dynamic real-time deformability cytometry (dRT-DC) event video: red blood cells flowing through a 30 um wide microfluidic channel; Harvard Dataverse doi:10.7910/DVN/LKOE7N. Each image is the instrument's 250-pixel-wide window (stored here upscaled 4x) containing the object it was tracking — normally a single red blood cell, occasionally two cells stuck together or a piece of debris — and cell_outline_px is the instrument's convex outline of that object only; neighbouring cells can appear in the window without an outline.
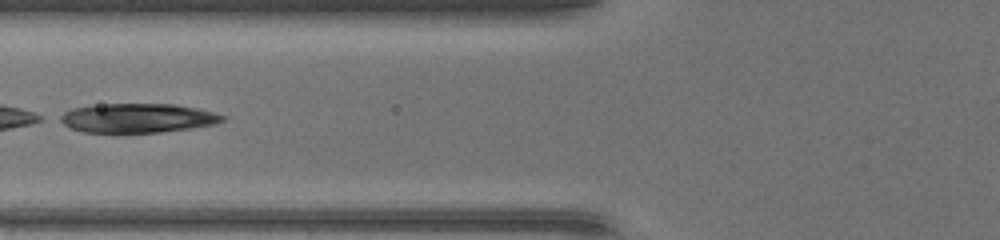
{"species": "common noctule bat (a hibernating species)", "species_latin": "Nyctalus noctula", "temperature_condition": "warm", "stored_images_in_passage": 37, "camera_frame_rate_fps": 3000, "um_per_image_px": 0.085, "animal": {"sex": "female", "body_mass_g": 17.0, "forearm_length_mm": 48.0}, "frame": {"image": 1, "passage_image": 11, "time_ms": 3.333, "image_size_px": [1000, 240], "cell_outline_px": [[224, 120], [216, 124], [192, 128], [156, 132], [116, 136], [80, 132], [68, 128], [56, 120], [56, 116], [72, 108], [100, 104], [176, 104], [196, 108], [212, 112], [224, 116]], "centroid_in_image_um": [11.53, 10.08], "position_along_channel_um": 114.3, "area_um2": 28.9}}
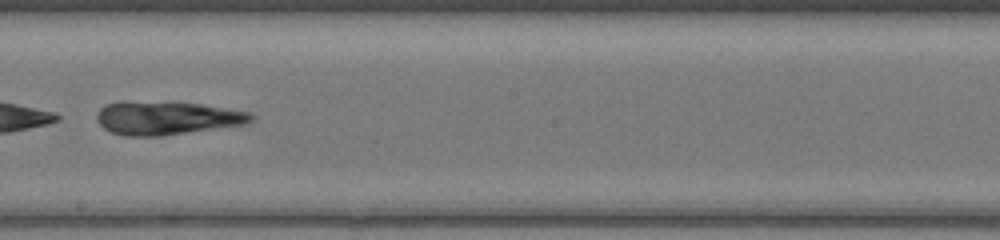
{"frame": {"image": 2, "passage_image": 19, "time_ms": 6.0, "image_size_px": [1000, 240], "cell_outline_px": [[256, 116], [248, 124], [160, 136], [124, 136], [112, 132], [104, 128], [96, 120], [96, 112], [104, 104], [120, 100], [176, 100], [252, 112]], "centroid_in_image_um": [14.16, 9.98], "position_along_channel_um": 234.0, "area_um2": 31.27}}
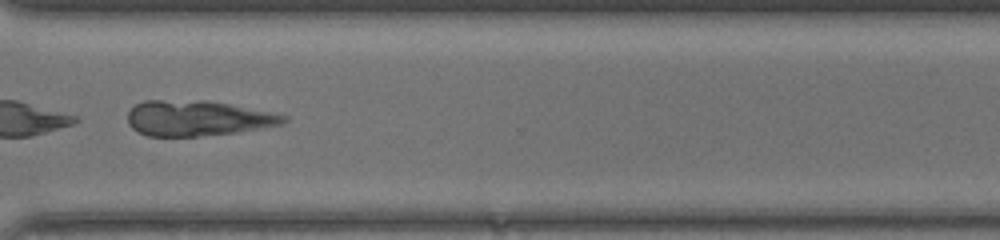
{"frame": {"image": 3, "passage_image": 27, "time_ms": 8.667, "image_size_px": [1000, 240], "cell_outline_px": [[288, 120], [284, 124], [236, 132], [196, 136], [148, 136], [132, 128], [128, 124], [128, 112], [136, 104], [144, 100], [208, 100], [288, 116]], "centroid_in_image_um": [16.77, 10.04], "position_along_channel_um": 353.8, "area_um2": 31.91}}